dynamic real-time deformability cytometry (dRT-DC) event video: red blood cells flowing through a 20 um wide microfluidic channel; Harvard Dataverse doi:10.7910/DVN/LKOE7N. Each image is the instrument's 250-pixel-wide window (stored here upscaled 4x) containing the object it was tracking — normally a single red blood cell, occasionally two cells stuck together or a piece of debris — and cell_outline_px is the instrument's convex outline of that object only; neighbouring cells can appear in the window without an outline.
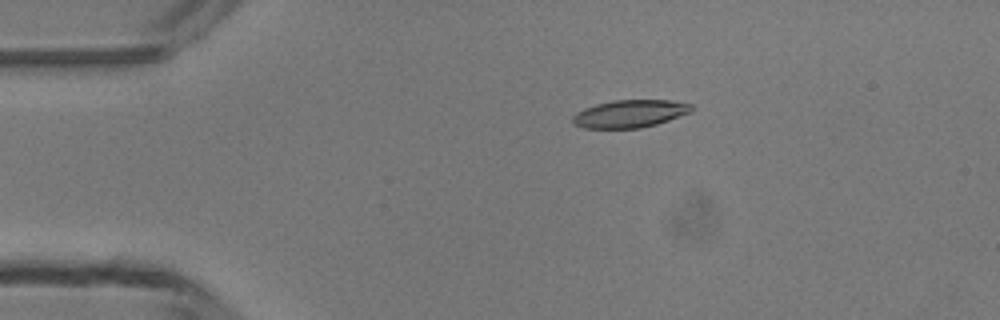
{"species": "common noctule bat (a hibernating species)", "species_latin": "Nyctalus noctula", "temperature_condition": "room temperature", "stored_images_in_passage": 4, "camera_frame_rate_fps": 3000, "um_per_image_px": 0.085, "animal": {"sex": "male", "body_mass_g": 13.3}, "frame": {"image": 1, "passage_image": 3, "time_ms": 2.333, "image_size_px": [1000, 320], "cell_outline_px": [[692, 112], [656, 124], [640, 128], [584, 128], [572, 124], [572, 116], [576, 112], [584, 108], [596, 104], [612, 100], [668, 100], [692, 104]], "centroid_in_image_um": [53.51, 9.66], "position_along_channel_um": 31.5, "area_um2": 19.19}}